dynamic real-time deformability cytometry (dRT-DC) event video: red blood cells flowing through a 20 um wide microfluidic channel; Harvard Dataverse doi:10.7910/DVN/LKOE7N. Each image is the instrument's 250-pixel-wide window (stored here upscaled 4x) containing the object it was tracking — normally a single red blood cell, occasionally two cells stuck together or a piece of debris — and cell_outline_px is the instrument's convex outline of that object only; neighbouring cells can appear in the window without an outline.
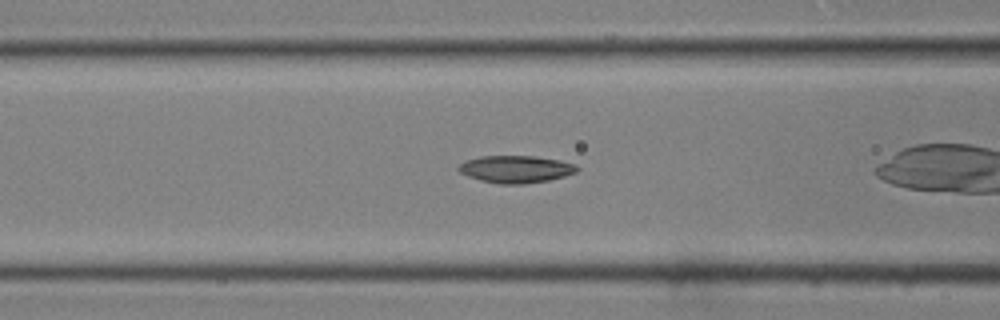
{"species": "common noctule bat (a hibernating species)", "species_latin": "Nyctalus noctula", "temperature_condition": "room temperature", "stored_images_in_passage": 37, "camera_frame_rate_fps": 3000, "um_per_image_px": 0.085, "animal": {"sex": "male", "body_mass_g": 19.0, "forearm_length_mm": 50.8}, "frame": {"image": 1, "passage_image": 12, "time_ms": 3.667, "image_size_px": [1000, 320], "cell_outline_px": [[580, 168], [576, 172], [564, 176], [548, 180], [524, 184], [500, 184], [480, 180], [468, 176], [460, 172], [456, 168], [464, 160], [480, 156], [532, 156], [560, 160], [572, 164]], "centroid_in_image_um": [43.8, 14.38], "position_along_channel_um": 122.8, "area_um2": 18.79}}
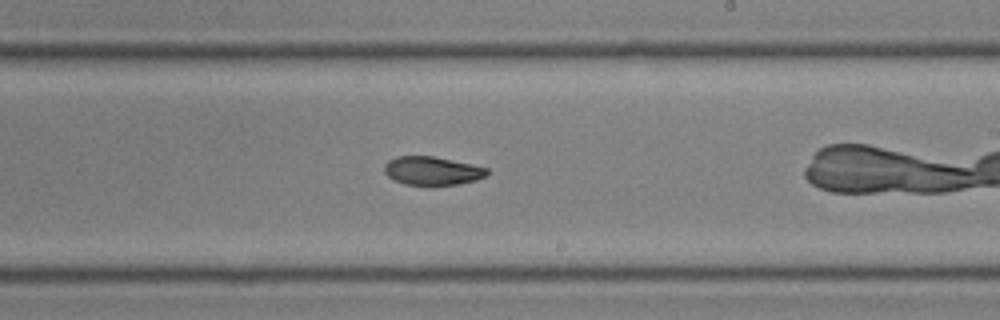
{"frame": {"image": 2, "passage_image": 20, "time_ms": 6.333, "image_size_px": [1000, 320], "cell_outline_px": [[488, 176], [476, 180], [456, 184], [404, 184], [388, 176], [384, 172], [384, 164], [388, 160], [396, 156], [432, 156], [472, 164], [488, 168]], "centroid_in_image_um": [36.74, 14.5], "position_along_channel_um": 252.3, "area_um2": 16.88}}
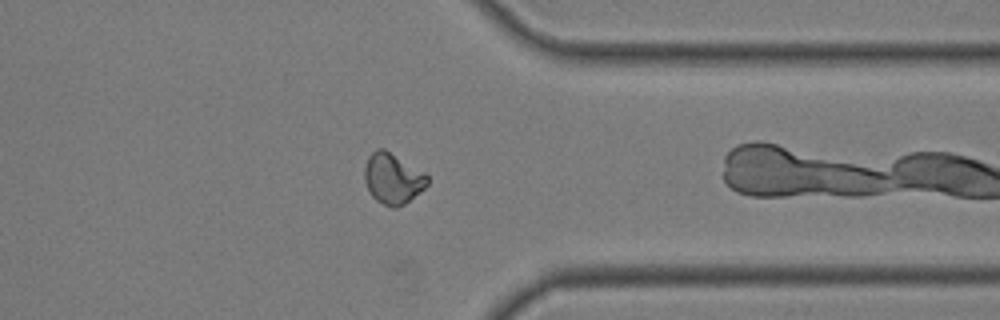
{"frame": {"image": 3, "passage_image": 28, "time_ms": 9.0, "image_size_px": [1000, 320], "cell_outline_px": [[428, 184], [420, 192], [404, 204], [396, 208], [392, 208], [376, 200], [368, 192], [364, 180], [364, 168], [368, 156], [376, 148], [384, 148], [424, 172], [428, 176]], "centroid_in_image_um": [33.36, 15.17], "position_along_channel_um": 378.0, "area_um2": 18.67}}